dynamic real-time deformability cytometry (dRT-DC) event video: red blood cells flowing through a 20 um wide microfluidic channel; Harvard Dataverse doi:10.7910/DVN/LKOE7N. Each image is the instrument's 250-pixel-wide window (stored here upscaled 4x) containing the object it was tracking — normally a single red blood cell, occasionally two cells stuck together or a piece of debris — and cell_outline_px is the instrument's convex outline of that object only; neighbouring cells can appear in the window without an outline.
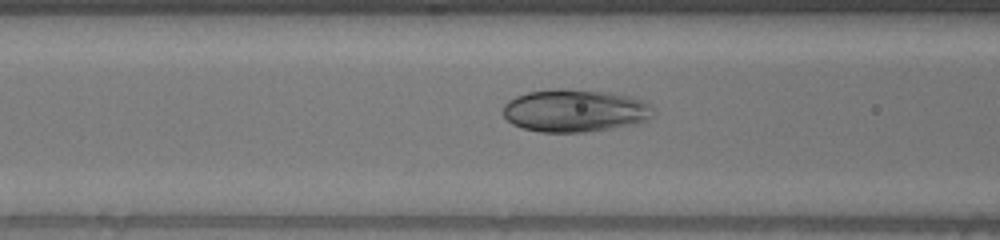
{"species": "human", "species_latin": "Homo sapiens", "temperature_condition": "warm", "stored_images_in_passage": 55, "camera_frame_rate_fps": 3000, "um_per_image_px": 0.085, "donor": {"sex": "male"}, "frame": {"image": 1, "passage_image": 20, "time_ms": 6.333, "image_size_px": [1000, 240], "cell_outline_px": [[652, 116], [644, 120], [632, 124], [612, 128], [584, 132], [540, 132], [524, 128], [512, 124], [504, 116], [504, 104], [508, 100], [516, 96], [528, 92], [556, 88], [564, 88], [612, 92], [632, 96], [644, 100], [652, 104]], "centroid_in_image_um": [48.87, 9.38], "position_along_channel_um": 117.7, "area_um2": 37.51}}
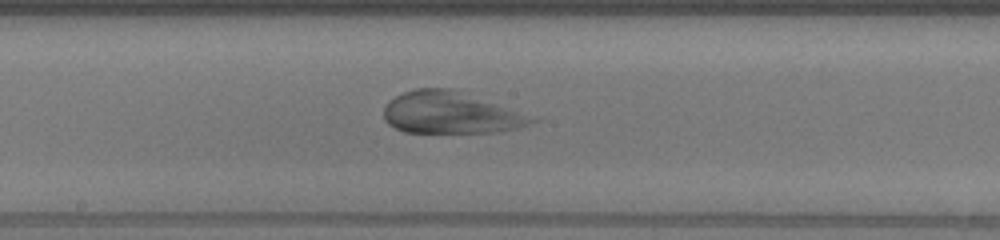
{"frame": {"image": 2, "passage_image": 28, "time_ms": 9.0, "image_size_px": [1000, 240], "cell_outline_px": [[540, 116], [536, 120], [528, 124], [516, 128], [500, 132], [404, 132], [388, 124], [384, 120], [384, 104], [388, 100], [404, 92], [416, 88], [452, 88]], "centroid_in_image_um": [38.36, 9.57], "position_along_channel_um": 209.8, "area_um2": 36.7}}
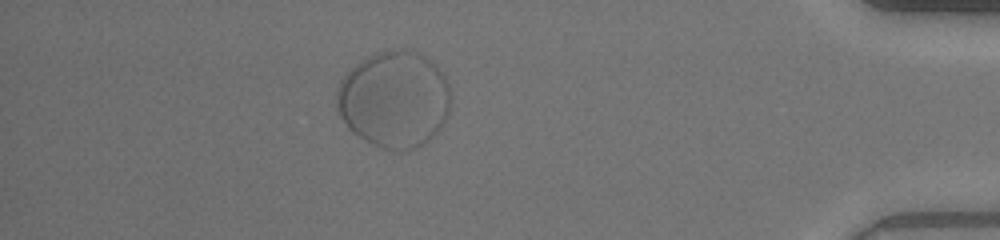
{"frame": {"image": 3, "passage_image": 49, "time_ms": 16.0, "image_size_px": [1000, 240], "cell_outline_px": [[452, 100], [448, 112], [440, 128], [424, 144], [408, 152], [396, 152], [372, 144], [364, 140], [352, 132], [348, 128], [340, 116], [336, 108], [336, 88], [340, 80], [356, 64], [380, 52], [400, 48], [412, 48], [420, 52], [432, 60], [444, 72], [448, 84]], "centroid_in_image_um": [33.53, 8.45], "position_along_channel_um": 401.7, "area_um2": 65.14}}